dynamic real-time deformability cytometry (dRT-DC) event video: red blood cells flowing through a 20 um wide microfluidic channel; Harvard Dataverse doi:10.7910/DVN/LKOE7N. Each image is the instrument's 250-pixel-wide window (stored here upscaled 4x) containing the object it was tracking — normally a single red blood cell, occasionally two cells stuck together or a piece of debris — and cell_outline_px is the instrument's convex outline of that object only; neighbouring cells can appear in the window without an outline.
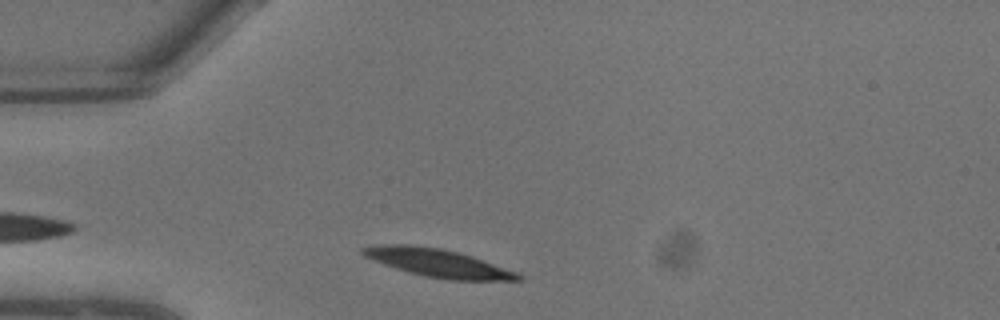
{"species": "common noctule bat (a hibernating species)", "species_latin": "Nyctalus noctula", "temperature_condition": "warm", "stored_images_in_passage": 4, "camera_frame_rate_fps": 3000, "um_per_image_px": 0.085, "animal": {"sex": "male", "body_mass_g": 13.3}, "frame": {"image": 1, "passage_image": 2, "time_ms": 0.333, "image_size_px": [1000, 320], "cell_outline_px": [[524, 280], [448, 280], [408, 272], [384, 264], [364, 256], [360, 252], [360, 248], [380, 244], [412, 244], [440, 248], [472, 256], [516, 272], [524, 276]], "centroid_in_image_um": [37.2, 22.34], "position_along_channel_um": 47.8, "area_um2": 25.14}}
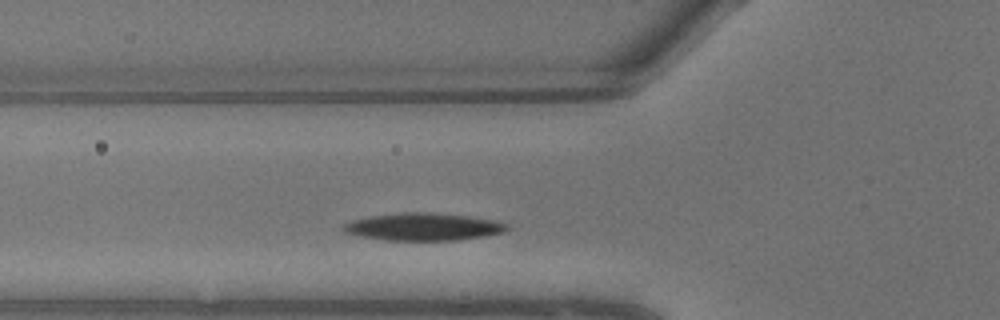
{"frame": {"image": 2, "passage_image": 4, "time_ms": 1.0, "image_size_px": [1000, 320], "cell_outline_px": [[512, 228], [504, 232], [484, 236], [456, 240], [388, 240], [364, 236], [344, 232], [340, 228], [344, 224], [352, 220], [372, 216], [408, 212], [428, 212], [468, 216], [496, 220], [508, 224]], "centroid_in_image_um": [36.05, 19.27], "position_along_channel_um": 89.8, "area_um2": 26.01}}